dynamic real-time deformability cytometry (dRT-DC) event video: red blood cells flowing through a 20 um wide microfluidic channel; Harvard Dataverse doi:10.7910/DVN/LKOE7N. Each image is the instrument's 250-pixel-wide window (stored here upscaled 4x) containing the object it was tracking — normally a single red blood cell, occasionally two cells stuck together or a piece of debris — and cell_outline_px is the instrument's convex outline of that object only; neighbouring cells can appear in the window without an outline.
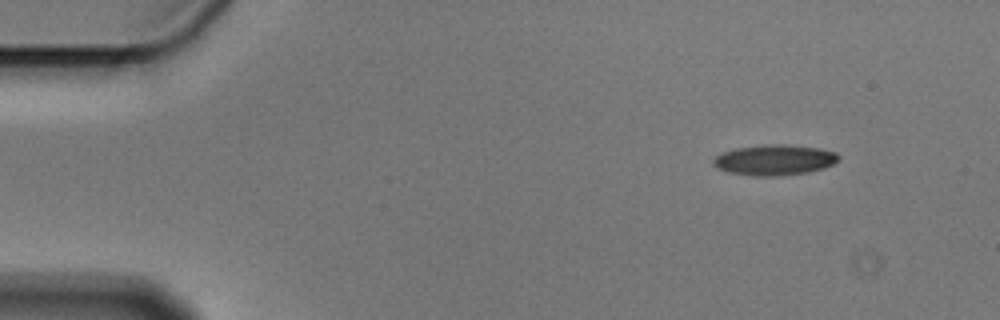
{"species": "Egyptian fruit bat (a non-hibernating species)", "species_latin": "Rousettus aegyptiacus", "temperature_condition": "cold", "stored_images_in_passage": 6, "camera_frame_rate_fps": 3000, "um_per_image_px": 0.085, "animal": {"sex": "male"}, "frame": {"image": 1, "passage_image": 1, "time_ms": 0.0, "image_size_px": [1000, 320], "cell_outline_px": [[840, 160], [824, 168], [808, 172], [776, 176], [752, 176], [728, 172], [716, 168], [712, 164], [712, 160], [720, 152], [732, 148], [764, 144], [784, 144], [820, 148], [836, 152], [840, 156]], "centroid_in_image_um": [65.79, 13.58], "position_along_channel_um": 19.2, "area_um2": 22.72}}
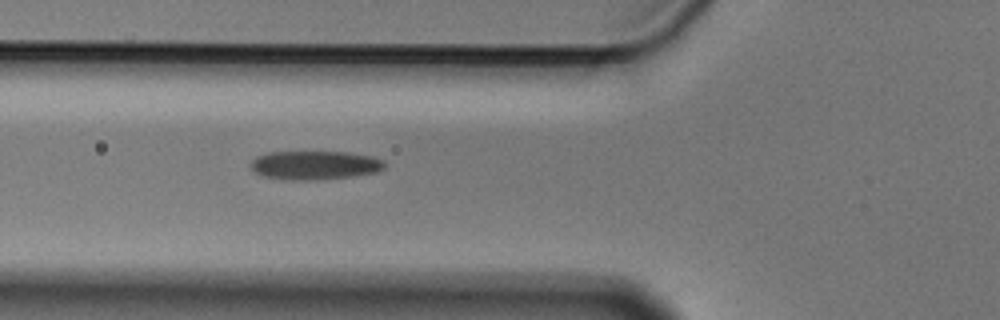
{"frame": {"image": 2, "passage_image": 5, "time_ms": 1.333, "image_size_px": [1000, 320], "cell_outline_px": [[384, 168], [376, 172], [352, 176], [316, 180], [284, 180], [260, 176], [248, 164], [256, 156], [268, 152], [348, 152], [372, 156], [384, 160]], "centroid_in_image_um": [26.71, 14.04], "position_along_channel_um": 99.1, "area_um2": 22.66}}